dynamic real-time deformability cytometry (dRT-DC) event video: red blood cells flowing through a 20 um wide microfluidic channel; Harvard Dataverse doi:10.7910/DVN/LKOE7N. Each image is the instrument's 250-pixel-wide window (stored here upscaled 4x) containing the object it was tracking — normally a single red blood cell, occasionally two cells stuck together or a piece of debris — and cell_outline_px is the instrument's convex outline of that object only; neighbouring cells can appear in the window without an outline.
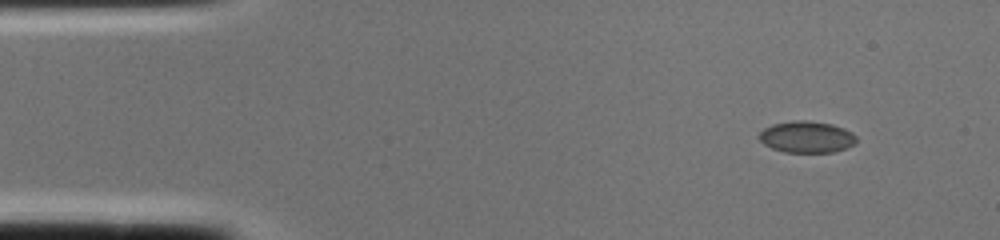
{"species": "common noctule bat (a hibernating species)", "species_latin": "Nyctalus noctula", "temperature_condition": "cold", "stored_images_in_passage": 1, "camera_frame_rate_fps": 3000, "um_per_image_px": 0.085, "animal": {"sex": "female", "body_mass_g": 22.0, "forearm_length_mm": 56.7}, "frame": {"image": 1, "passage_image": 1, "time_ms": 0.0, "image_size_px": [1000, 240], "cell_outline_px": [[856, 144], [848, 148], [832, 152], [784, 152], [772, 148], [764, 144], [756, 136], [764, 128], [772, 124], [792, 120], [808, 120], [832, 124], [844, 128], [852, 132], [856, 136]], "centroid_in_image_um": [68.57, 11.63], "position_along_channel_um": 16.4, "area_um2": 18.15}}